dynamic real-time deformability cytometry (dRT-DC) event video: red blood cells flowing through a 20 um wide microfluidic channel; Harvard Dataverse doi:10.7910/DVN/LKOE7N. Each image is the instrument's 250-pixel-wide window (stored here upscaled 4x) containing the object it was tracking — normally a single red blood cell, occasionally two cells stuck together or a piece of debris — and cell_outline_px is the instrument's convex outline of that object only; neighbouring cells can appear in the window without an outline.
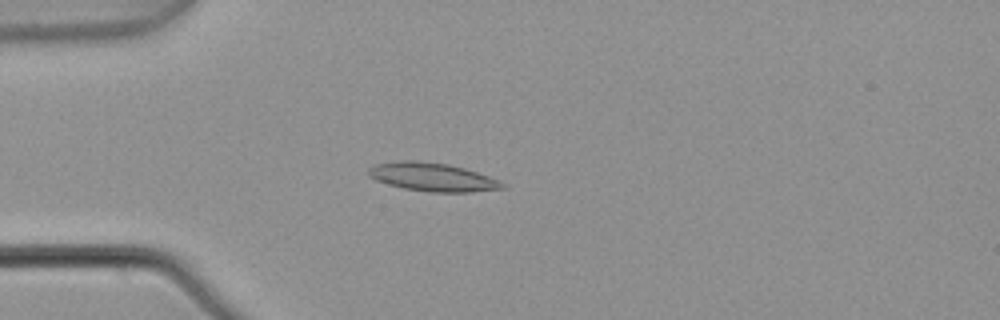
{"species": "common noctule bat (a hibernating species)", "species_latin": "Nyctalus noctula", "temperature_condition": "warm", "stored_images_in_passage": 1, "camera_frame_rate_fps": 3000, "um_per_image_px": 0.085, "animal": {"sex": "male", "body_mass_g": 21.5, "forearm_length_mm": 52.0}, "frame": {"image": 1, "passage_image": 1, "time_ms": 0.0, "image_size_px": [1000, 320], "cell_outline_px": [[508, 188], [472, 192], [428, 192], [404, 188], [388, 184], [376, 180], [368, 176], [368, 168], [372, 164], [400, 160], [416, 160], [448, 164], [464, 168], [500, 180], [508, 184]], "centroid_in_image_um": [36.77, 15.05], "position_along_channel_um": 48.2, "area_um2": 22.48}}